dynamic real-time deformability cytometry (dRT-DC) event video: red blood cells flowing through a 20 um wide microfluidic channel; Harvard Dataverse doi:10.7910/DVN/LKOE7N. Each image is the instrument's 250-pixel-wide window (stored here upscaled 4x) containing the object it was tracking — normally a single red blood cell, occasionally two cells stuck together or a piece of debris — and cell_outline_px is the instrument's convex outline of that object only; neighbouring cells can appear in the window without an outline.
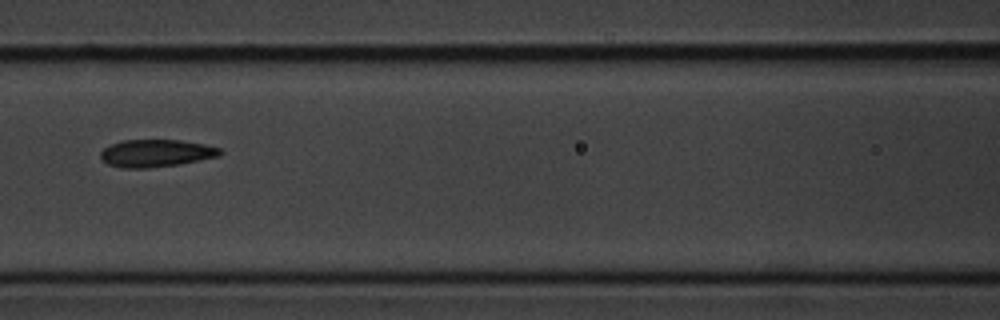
{"species": "common noctule bat (a hibernating species)", "species_latin": "Nyctalus noctula", "temperature_condition": "cold", "stored_images_in_passage": 13, "camera_frame_rate_fps": 3000, "um_per_image_px": 0.085, "animal": {"sex": "male", "body_mass_g": 20.1, "forearm_length_mm": 53.5}, "frame": {"image": 1, "passage_image": 6, "time_ms": 6.667, "image_size_px": [1000, 320], "cell_outline_px": [[224, 152], [220, 156], [180, 164], [148, 168], [120, 168], [108, 164], [100, 156], [100, 152], [104, 148], [112, 144], [124, 140], [180, 140], [204, 144], [220, 148]], "centroid_in_image_um": [13.29, 13.03], "position_along_channel_um": 153.3, "area_um2": 19.13}}
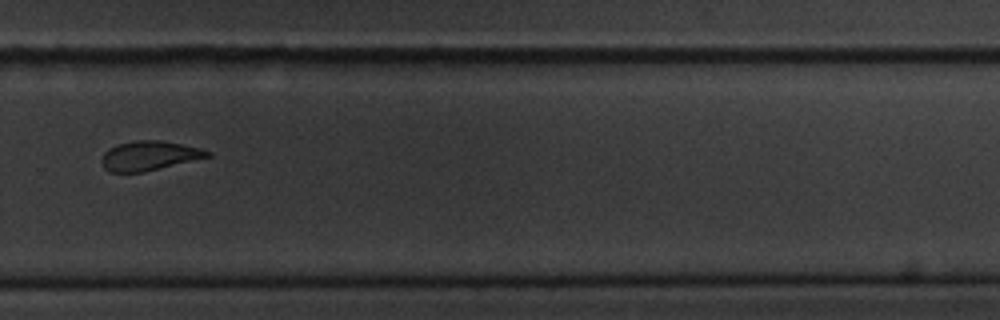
{"frame": {"image": 2, "passage_image": 10, "time_ms": 11.333, "image_size_px": [1000, 320], "cell_outline_px": [[212, 156], [144, 172], [112, 172], [104, 168], [104, 152], [108, 148], [120, 144], [136, 140], [160, 140], [200, 148], [212, 152]], "centroid_in_image_um": [12.73, 13.23], "position_along_channel_um": 317.1, "area_um2": 17.86}}
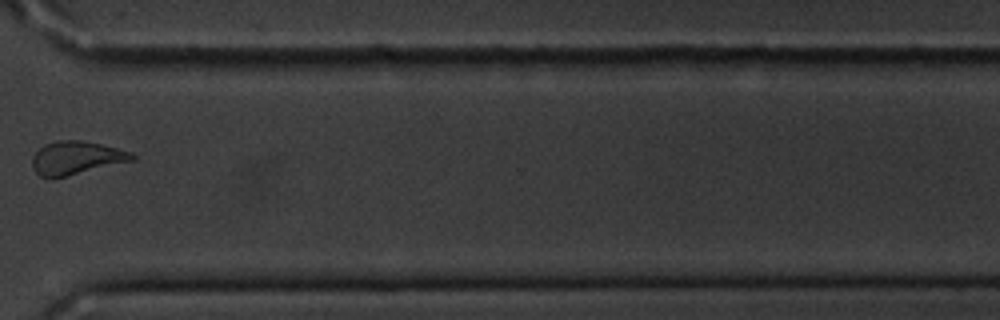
{"frame": {"image": 3, "passage_image": 11, "time_ms": 12.667, "image_size_px": [1000, 320], "cell_outline_px": [[136, 160], [64, 176], [40, 176], [32, 168], [32, 156], [44, 144], [56, 140], [80, 140], [100, 144], [132, 152], [136, 156]], "centroid_in_image_um": [6.49, 13.39], "position_along_channel_um": 364.1, "area_um2": 19.07}}